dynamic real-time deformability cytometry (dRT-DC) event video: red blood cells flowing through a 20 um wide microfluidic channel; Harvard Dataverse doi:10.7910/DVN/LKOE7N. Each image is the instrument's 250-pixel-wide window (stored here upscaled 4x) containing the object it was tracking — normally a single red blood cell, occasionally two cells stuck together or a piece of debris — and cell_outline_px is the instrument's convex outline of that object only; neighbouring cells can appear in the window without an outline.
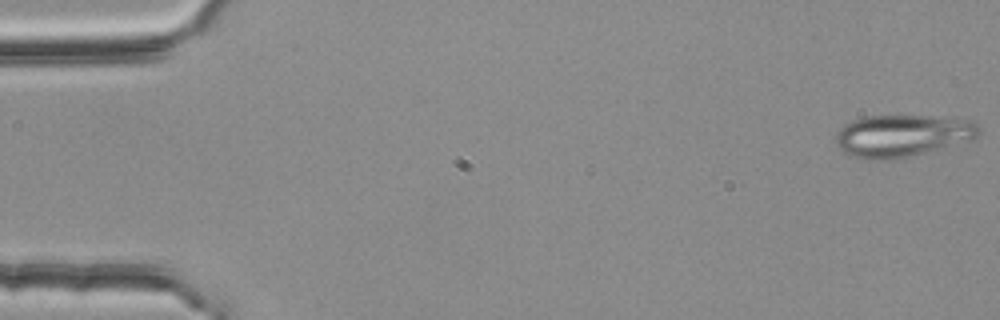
{"species": "common noctule bat (a hibernating species)", "species_latin": "Nyctalus noctula", "temperature_condition": "room temperature", "stored_images_in_passage": 54, "segment_of_instrument_passage": [1, 2], "camera_frame_rate_fps": 3000, "um_per_image_px": 0.085, "animal": {"sex": "female", "body_mass_g": 25.1}, "frame": {"image": 1, "passage_image": 1, "time_ms": 0.0, "image_size_px": [1000, 320], "cell_outline_px": [[980, 132], [972, 140], [896, 160], [864, 160], [848, 156], [836, 144], [836, 132], [844, 124], [852, 120], [868, 116], [924, 116], [972, 120], [980, 128]], "centroid_in_image_um": [76.65, 11.56], "position_along_channel_um": 8.4, "area_um2": 35.37}}